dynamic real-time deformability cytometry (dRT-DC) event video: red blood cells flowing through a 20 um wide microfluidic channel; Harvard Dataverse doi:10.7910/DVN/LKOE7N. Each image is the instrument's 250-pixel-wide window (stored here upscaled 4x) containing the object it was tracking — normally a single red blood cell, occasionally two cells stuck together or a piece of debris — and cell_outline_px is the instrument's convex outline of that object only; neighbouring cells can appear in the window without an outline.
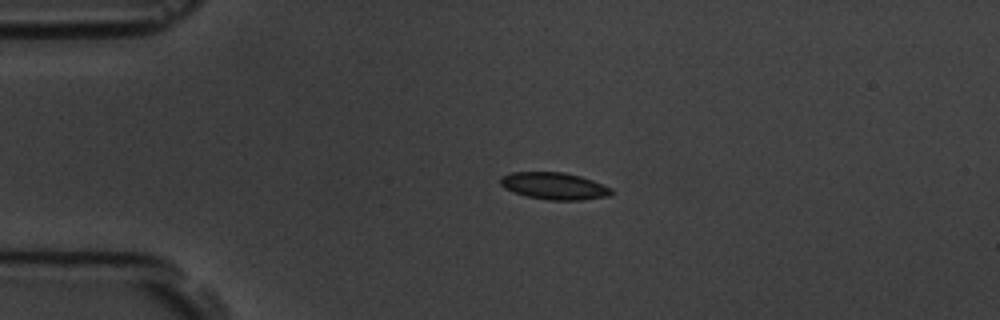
{"species": "common noctule bat (a hibernating species)", "species_latin": "Nyctalus noctula", "temperature_condition": "room temperature", "stored_images_in_passage": 7, "camera_frame_rate_fps": 3000, "um_per_image_px": 0.085, "animal": {"sex": "male", "body_mass_g": 19.5, "forearm_length_mm": 54.6}, "frame": {"image": 1, "passage_image": 3, "time_ms": 2.333, "image_size_px": [1000, 320], "cell_outline_px": [[612, 192], [608, 196], [580, 200], [548, 200], [528, 196], [504, 188], [500, 184], [500, 176], [512, 172], [564, 172], [580, 176], [592, 180], [612, 188]], "centroid_in_image_um": [47.1, 15.8], "position_along_channel_um": 37.9, "area_um2": 17.34}}
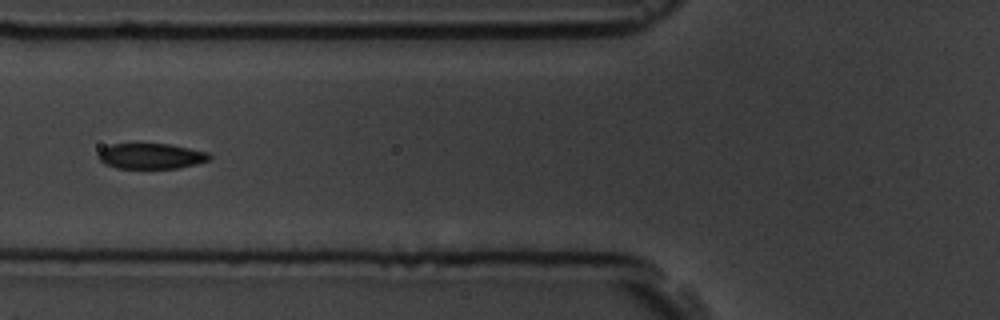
{"frame": {"image": 2, "passage_image": 5, "time_ms": 5.333, "image_size_px": [1000, 320], "cell_outline_px": [[212, 160], [180, 168], [116, 168], [104, 164], [96, 156], [104, 148], [112, 144], [168, 144], [208, 152], [212, 156]], "centroid_in_image_um": [12.87, 13.28], "position_along_channel_um": 112.9, "area_um2": 16.53}}
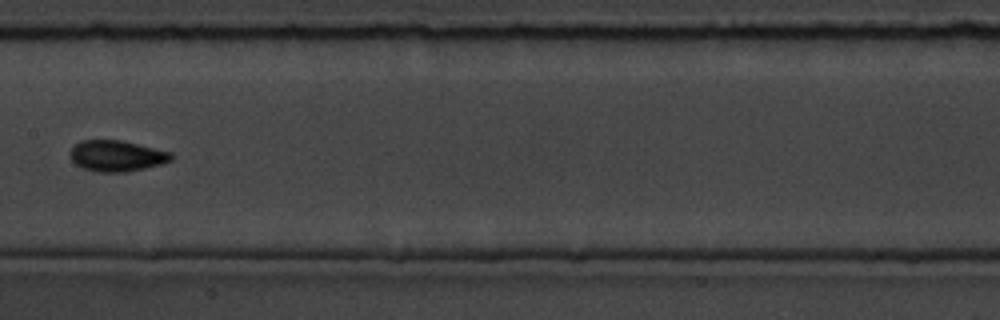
{"frame": {"image": 3, "passage_image": 7, "time_ms": 7.667, "image_size_px": [1000, 320], "cell_outline_px": [[172, 160], [164, 164], [124, 172], [96, 172], [80, 168], [72, 160], [72, 148], [80, 140], [120, 140], [172, 152]], "centroid_in_image_um": [9.94, 13.26], "position_along_channel_um": 197.5, "area_um2": 18.21}}